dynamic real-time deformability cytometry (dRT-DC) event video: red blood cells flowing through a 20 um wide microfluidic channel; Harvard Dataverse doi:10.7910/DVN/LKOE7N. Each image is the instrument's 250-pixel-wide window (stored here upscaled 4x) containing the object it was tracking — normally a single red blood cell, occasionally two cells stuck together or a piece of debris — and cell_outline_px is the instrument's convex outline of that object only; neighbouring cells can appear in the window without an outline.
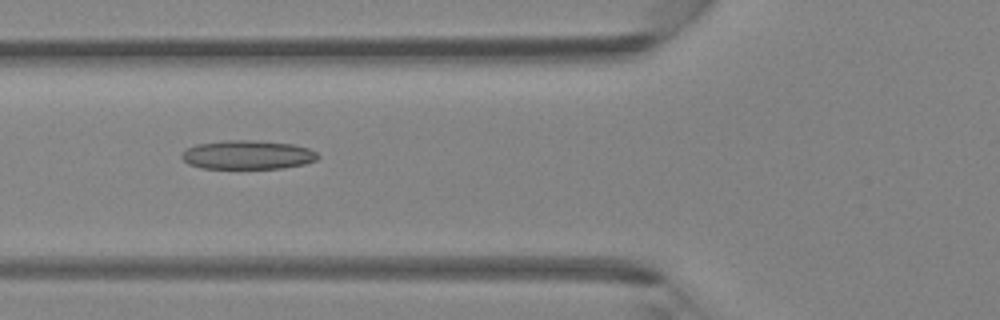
{"species": "Egyptian fruit bat (a non-hibernating species)", "species_latin": "Rousettus aegyptiacus", "temperature_condition": "room temperature", "stored_images_in_passage": 4, "camera_frame_rate_fps": 3000, "um_per_image_px": 0.085, "animal": {"sex": "female"}, "frame": {"image": 1, "passage_image": 3, "time_ms": 0.667, "image_size_px": [1000, 320], "cell_outline_px": [[320, 156], [316, 160], [304, 164], [284, 168], [200, 168], [188, 164], [180, 156], [188, 148], [196, 144], [224, 140], [252, 140], [292, 144], [308, 148], [316, 152]], "centroid_in_image_um": [21.05, 13.16], "position_along_channel_um": 104.8, "area_um2": 22.89}}
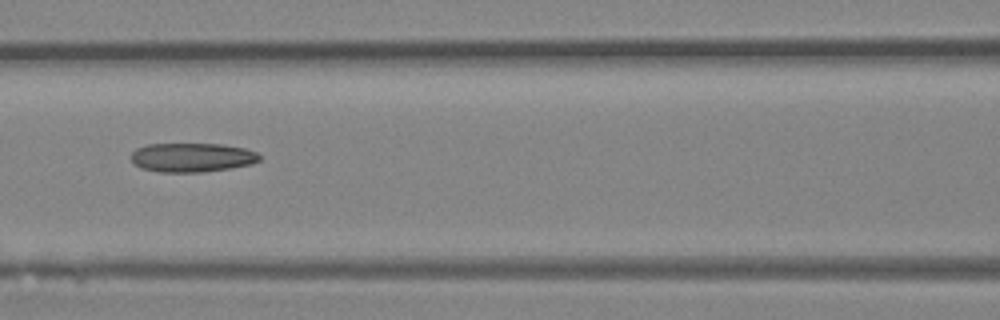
{"frame": {"image": 2, "passage_image": 4, "time_ms": 1.0, "image_size_px": [1000, 320], "cell_outline_px": [[260, 160], [252, 164], [228, 168], [200, 172], [160, 172], [140, 168], [132, 160], [132, 152], [136, 148], [148, 144], [220, 144], [244, 148], [256, 152], [260, 156]], "centroid_in_image_um": [16.31, 13.38], "position_along_channel_um": 150.3, "area_um2": 21.62}}